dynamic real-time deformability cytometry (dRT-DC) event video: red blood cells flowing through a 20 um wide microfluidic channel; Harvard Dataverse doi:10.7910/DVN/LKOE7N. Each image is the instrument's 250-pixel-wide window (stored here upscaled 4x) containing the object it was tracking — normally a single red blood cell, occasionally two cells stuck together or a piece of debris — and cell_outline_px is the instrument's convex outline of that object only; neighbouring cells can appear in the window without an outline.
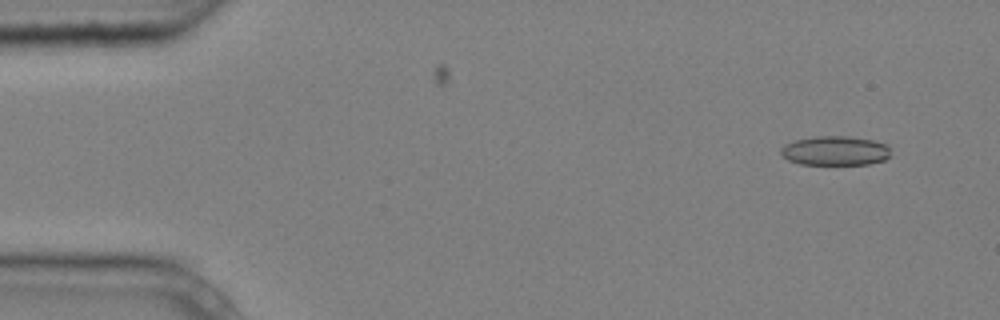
{"species": "common noctule bat (a hibernating species)", "species_latin": "Nyctalus noctula", "temperature_condition": "cold", "stored_images_in_passage": 2, "camera_frame_rate_fps": 3000, "um_per_image_px": 0.085, "animal": {"sex": "male", "body_mass_g": 20.4}, "frame": {"image": 1, "passage_image": 2, "time_ms": 0.333, "image_size_px": [1000, 320], "cell_outline_px": [[892, 156], [884, 160], [868, 164], [800, 164], [788, 160], [780, 152], [780, 148], [784, 144], [796, 140], [816, 136], [848, 136], [872, 140], [888, 144]], "centroid_in_image_um": [71.02, 12.81], "position_along_channel_um": 14.0, "area_um2": 18.9}}